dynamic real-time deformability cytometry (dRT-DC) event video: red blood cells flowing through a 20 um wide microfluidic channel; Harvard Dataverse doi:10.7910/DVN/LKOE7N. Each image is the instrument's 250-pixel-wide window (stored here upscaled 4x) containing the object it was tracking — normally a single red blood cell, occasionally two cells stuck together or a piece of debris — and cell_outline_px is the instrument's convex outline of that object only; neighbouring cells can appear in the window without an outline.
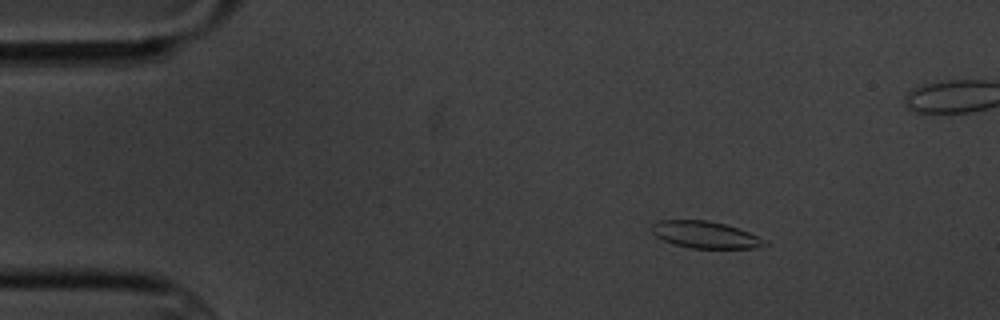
{"species": "common noctule bat (a hibernating species)", "species_latin": "Nyctalus noctula", "temperature_condition": "cold", "stored_images_in_passage": 6, "camera_frame_rate_fps": 3000, "um_per_image_px": 0.085, "animal": {"sex": "male", "body_mass_g": 20.1, "forearm_length_mm": 53.5}, "frame": {"image": 1, "passage_image": 3, "time_ms": 2.333, "image_size_px": [1000, 320], "cell_outline_px": [[768, 244], [756, 248], [692, 248], [672, 244], [656, 236], [652, 232], [652, 224], [656, 220], [708, 220], [724, 224], [748, 232], [768, 240]], "centroid_in_image_um": [59.94, 19.95], "position_along_channel_um": 25.1, "area_um2": 17.69}}